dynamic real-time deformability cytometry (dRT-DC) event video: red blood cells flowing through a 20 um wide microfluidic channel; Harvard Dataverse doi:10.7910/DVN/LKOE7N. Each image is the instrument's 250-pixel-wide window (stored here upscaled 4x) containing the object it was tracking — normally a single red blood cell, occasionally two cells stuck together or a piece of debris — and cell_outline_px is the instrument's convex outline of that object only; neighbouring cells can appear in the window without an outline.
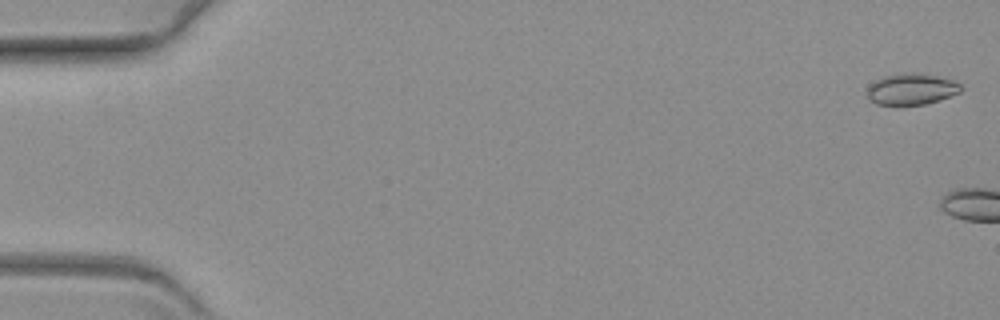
{"species": "common noctule bat (a hibernating species)", "species_latin": "Nyctalus noctula", "temperature_condition": "warm", "stored_images_in_passage": 6, "camera_frame_rate_fps": 3000, "um_per_image_px": 0.085, "animal": {"sex": "female", "body_mass_g": 19.3, "forearm_length_mm": 54.1}, "frame": {"image": 1, "passage_image": 2, "time_ms": 0.333, "image_size_px": [1000, 320], "cell_outline_px": [[964, 88], [960, 92], [940, 100], [924, 104], [900, 108], [876, 104], [868, 100], [868, 84], [884, 76], [912, 72], [920, 72], [956, 80]], "centroid_in_image_um": [77.47, 7.61], "position_along_channel_um": 7.5, "area_um2": 17.92}}